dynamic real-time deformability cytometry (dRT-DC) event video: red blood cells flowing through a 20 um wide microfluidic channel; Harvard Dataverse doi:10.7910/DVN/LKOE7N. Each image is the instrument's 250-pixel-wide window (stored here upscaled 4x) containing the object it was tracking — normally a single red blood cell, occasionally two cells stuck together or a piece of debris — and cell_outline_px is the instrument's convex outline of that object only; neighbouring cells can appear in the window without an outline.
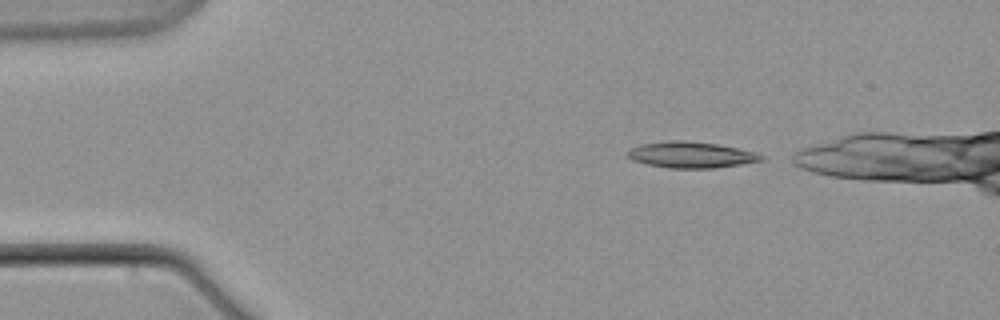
{"species": "common noctule bat (a hibernating species)", "species_latin": "Nyctalus noctula", "temperature_condition": "warm", "stored_images_in_passage": 5, "camera_frame_rate_fps": 3000, "um_per_image_px": 0.085, "animal": {"sex": "male", "body_mass_g": 21.5, "forearm_length_mm": 52.0}, "frame": {"image": 1, "passage_image": 1, "time_ms": 0.0, "image_size_px": [1000, 320], "cell_outline_px": [[764, 160], [716, 168], [668, 168], [648, 164], [632, 160], [624, 156], [624, 152], [628, 148], [640, 144], [664, 140], [688, 140], [716, 144], [756, 152], [764, 156]], "centroid_in_image_um": [58.65, 13.15], "position_along_channel_um": 26.4, "area_um2": 20.69}}
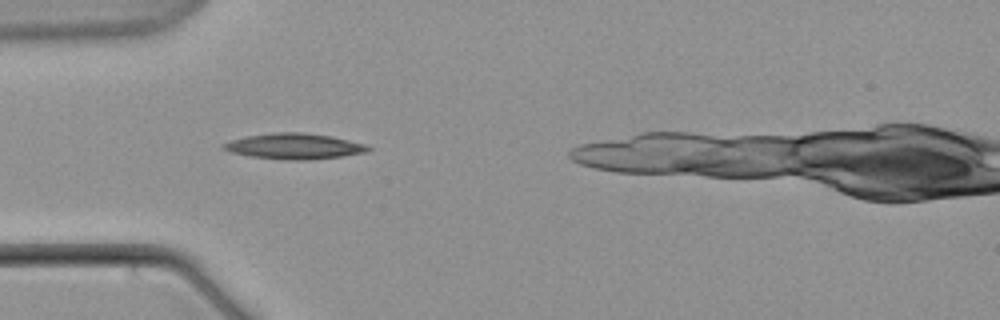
{"frame": {"image": 2, "passage_image": 4, "time_ms": 3.333, "image_size_px": [1000, 320], "cell_outline_px": [[372, 148], [368, 152], [340, 156], [304, 160], [284, 160], [252, 156], [232, 152], [220, 148], [220, 144], [232, 140], [248, 136], [276, 132], [300, 132], [332, 136], [364, 144]], "centroid_in_image_um": [25.0, 12.43], "position_along_channel_um": 60.0, "area_um2": 21.44}}
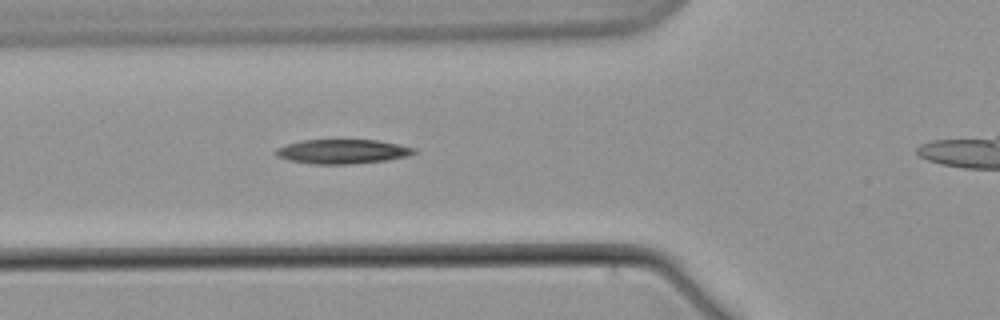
{"frame": {"image": 3, "passage_image": 5, "time_ms": 4.667, "image_size_px": [1000, 320], "cell_outline_px": [[416, 152], [408, 156], [384, 160], [352, 164], [312, 164], [288, 160], [276, 156], [272, 152], [276, 148], [300, 140], [376, 140], [416, 148]], "centroid_in_image_um": [29.05, 12.88], "position_along_channel_um": 96.8, "area_um2": 19.59}}